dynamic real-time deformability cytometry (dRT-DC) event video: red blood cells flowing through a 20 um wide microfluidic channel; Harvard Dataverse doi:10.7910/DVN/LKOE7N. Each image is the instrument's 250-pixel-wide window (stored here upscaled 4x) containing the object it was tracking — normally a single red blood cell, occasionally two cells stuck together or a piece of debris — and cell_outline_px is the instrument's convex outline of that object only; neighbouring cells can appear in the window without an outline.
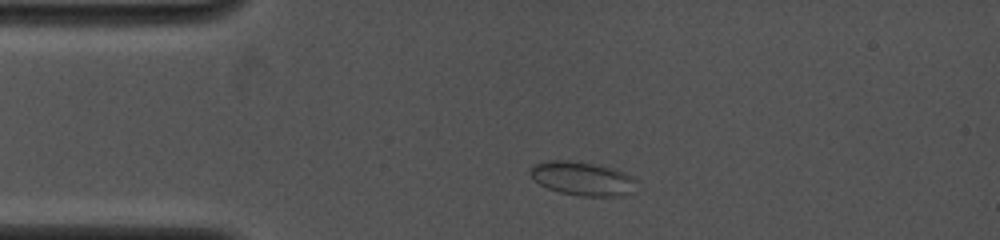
{"species": "common noctule bat (a hibernating species)", "species_latin": "Nyctalus noctula", "temperature_condition": "cold", "stored_images_in_passage": 4, "camera_frame_rate_fps": 4000, "um_per_image_px": 0.085, "animal": {"sex": "female", "body_mass_g": 19.0, "forearm_length_mm": 53.3}, "frame": {"image": 1, "passage_image": 2, "time_ms": 0.75, "image_size_px": [1000, 240], "cell_outline_px": [[636, 192], [624, 196], [580, 196], [560, 192], [548, 188], [540, 184], [528, 172], [536, 164], [544, 160], [576, 160], [616, 168], [632, 176], [636, 180]], "centroid_in_image_um": [49.58, 15.17], "position_along_channel_um": 35.4, "area_um2": 21.33}}